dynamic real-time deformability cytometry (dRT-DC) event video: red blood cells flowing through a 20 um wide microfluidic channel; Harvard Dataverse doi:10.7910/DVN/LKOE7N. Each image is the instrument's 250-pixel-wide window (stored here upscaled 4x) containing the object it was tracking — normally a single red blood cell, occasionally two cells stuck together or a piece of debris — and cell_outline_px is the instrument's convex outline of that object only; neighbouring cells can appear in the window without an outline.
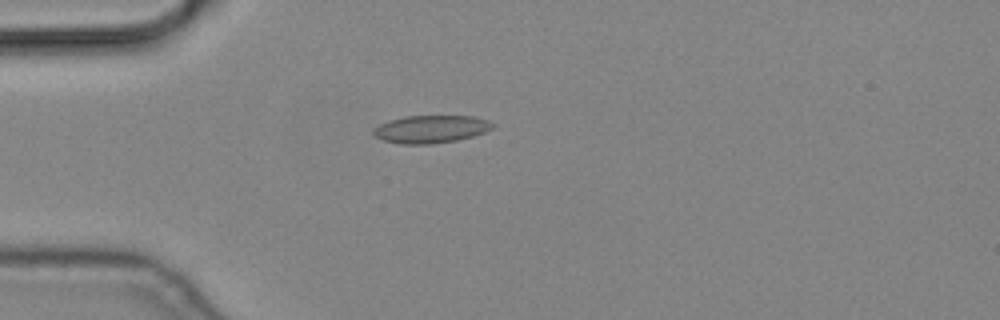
{"species": "common noctule bat (a hibernating species)", "species_latin": "Nyctalus noctula", "temperature_condition": "cold", "stored_images_in_passage": 5, "camera_frame_rate_fps": 3000, "um_per_image_px": 0.085, "animal": {"sex": "male", "body_mass_g": 19.2, "forearm_length_mm": 51.8}, "frame": {"image": 1, "passage_image": 5, "time_ms": 1.333, "image_size_px": [1000, 320], "cell_outline_px": [[496, 124], [492, 128], [484, 132], [472, 136], [456, 140], [432, 144], [400, 144], [384, 140], [376, 136], [372, 132], [380, 124], [388, 120], [404, 116], [476, 116], [488, 120]], "centroid_in_image_um": [36.65, 10.97], "position_along_channel_um": 48.4, "area_um2": 19.19}}